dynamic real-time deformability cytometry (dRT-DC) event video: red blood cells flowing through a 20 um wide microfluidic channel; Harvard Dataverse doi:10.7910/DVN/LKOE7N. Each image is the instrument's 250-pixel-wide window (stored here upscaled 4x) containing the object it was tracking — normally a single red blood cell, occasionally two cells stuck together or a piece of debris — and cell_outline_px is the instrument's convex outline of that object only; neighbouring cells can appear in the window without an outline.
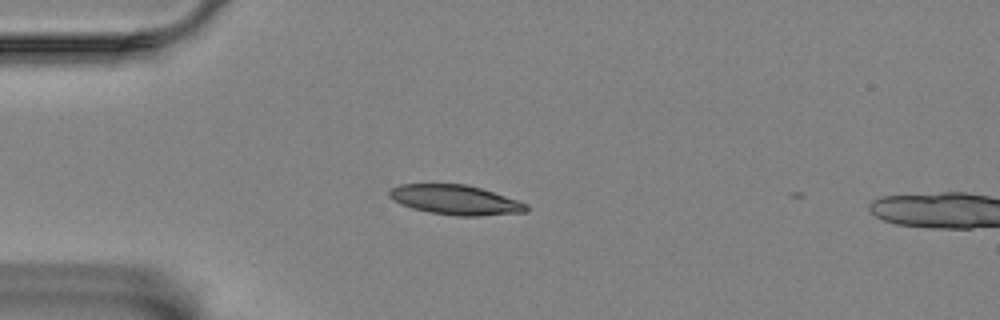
{"species": "Egyptian fruit bat (a non-hibernating species)", "species_latin": "Rousettus aegyptiacus", "temperature_condition": "room temperature", "stored_images_in_passage": 3, "camera_frame_rate_fps": 3000, "um_per_image_px": 0.085, "animal": {"sex": "female"}, "frame": {"image": 1, "passage_image": 1, "time_ms": 0.0, "image_size_px": [1000, 320], "cell_outline_px": [[528, 212], [480, 216], [456, 216], [428, 212], [412, 208], [400, 204], [392, 200], [388, 196], [388, 192], [392, 188], [400, 184], [468, 184], [528, 204]], "centroid_in_image_um": [38.68, 17.0], "position_along_channel_um": 46.3, "area_um2": 23.76}}